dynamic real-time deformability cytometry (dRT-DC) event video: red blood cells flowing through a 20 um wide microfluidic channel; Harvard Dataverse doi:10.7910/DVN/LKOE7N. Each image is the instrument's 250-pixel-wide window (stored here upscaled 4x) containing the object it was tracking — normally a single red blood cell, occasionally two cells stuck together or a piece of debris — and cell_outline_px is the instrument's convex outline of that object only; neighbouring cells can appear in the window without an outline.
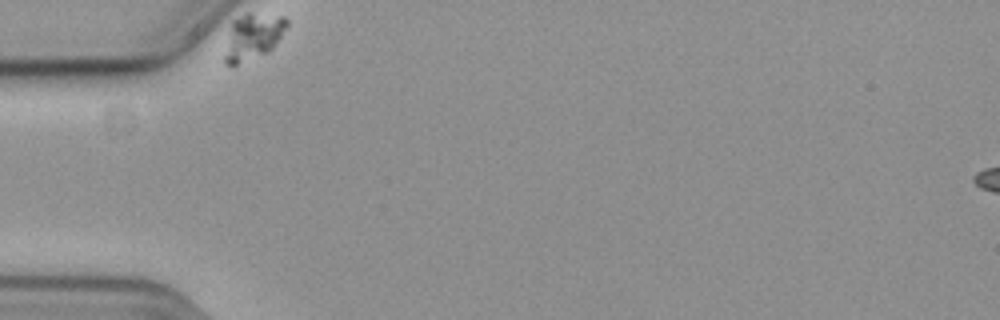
{"species": "common noctule bat (a hibernating species)", "species_latin": "Nyctalus noctula", "temperature_condition": "cold", "stored_images_in_passage": 41, "camera_frame_rate_fps": 3000, "um_per_image_px": 0.085, "animal": {"sex": "female", "body_mass_g": 19.3, "forearm_length_mm": 54.1}, "frame": {"image": 1, "passage_image": 1, "time_ms": 0.0, "image_size_px": [1000, 320], "cell_outline_px": [[288, 24], [272, 48], [268, 52], [236, 64], [224, 64], [224, 56], [232, 20], [244, 12], [252, 12], [284, 16], [288, 20]], "centroid_in_image_um": [21.49, 3.05], "position_along_channel_um": 63.5, "area_um2": 16.53}}
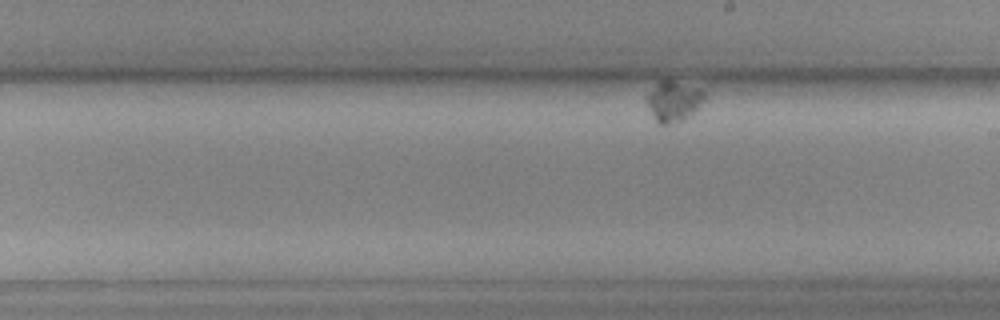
{"frame": {"image": 2, "passage_image": 24, "time_ms": 7.667, "image_size_px": [1000, 320], "cell_outline_px": [[704, 100], [684, 120], [668, 124], [660, 124], [656, 120], [648, 108], [648, 92], [660, 80], [672, 80], [700, 88], [704, 92]], "centroid_in_image_um": [57.25, 8.58], "position_along_channel_um": 231.8, "area_um2": 13.29}}
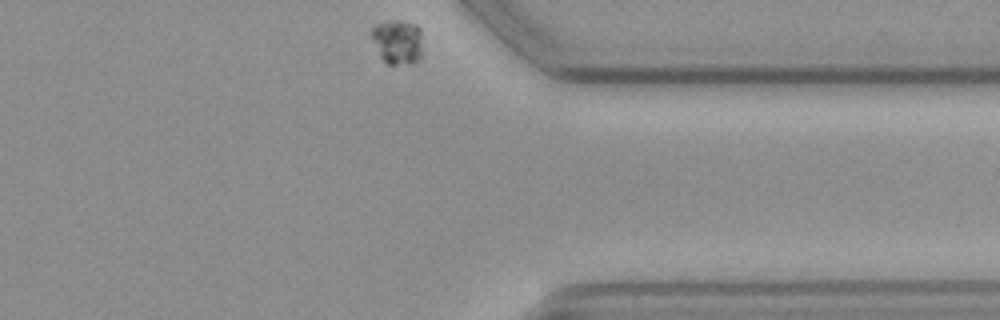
{"frame": {"image": 3, "passage_image": 41, "time_ms": 13.333, "image_size_px": [1000, 320], "cell_outline_px": [[420, 56], [412, 64], [388, 64], [380, 56], [372, 36], [372, 28], [376, 24], [396, 20], [400, 20], [416, 24], [420, 28]], "centroid_in_image_um": [33.79, 3.54], "position_along_channel_um": 377.6, "area_um2": 12.89}}